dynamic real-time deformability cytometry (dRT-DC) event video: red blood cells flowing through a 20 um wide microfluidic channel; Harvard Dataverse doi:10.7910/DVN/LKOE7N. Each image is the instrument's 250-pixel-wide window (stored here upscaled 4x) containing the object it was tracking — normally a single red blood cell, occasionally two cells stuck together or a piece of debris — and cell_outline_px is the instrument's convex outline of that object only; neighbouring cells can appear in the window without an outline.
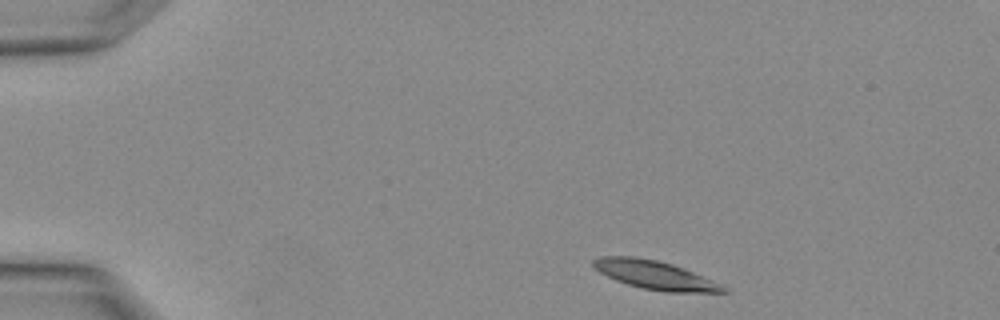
{"species": "Egyptian fruit bat (a non-hibernating species)", "species_latin": "Rousettus aegyptiacus", "temperature_condition": "warm", "stored_images_in_passage": 3, "camera_frame_rate_fps": 3000, "um_per_image_px": 0.085, "animal": {"sex": "female"}, "frame": {"image": 1, "passage_image": 1, "time_ms": 0.0, "image_size_px": [1000, 320], "cell_outline_px": [[728, 292], [664, 292], [644, 288], [628, 284], [616, 280], [600, 272], [592, 264], [592, 260], [600, 256], [636, 256], [656, 260], [672, 264], [684, 268], [720, 284], [728, 288]], "centroid_in_image_um": [55.66, 23.37], "position_along_channel_um": 29.3, "area_um2": 21.39}}